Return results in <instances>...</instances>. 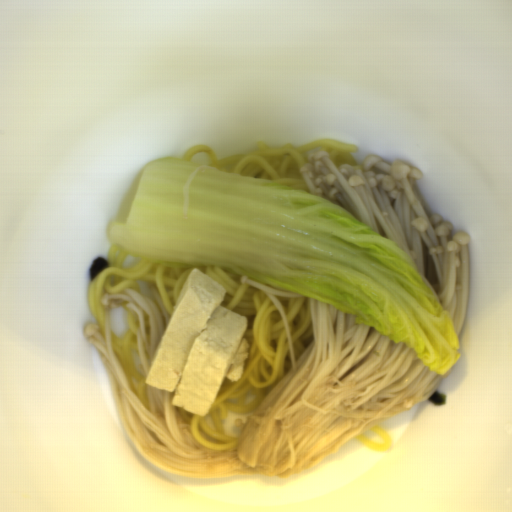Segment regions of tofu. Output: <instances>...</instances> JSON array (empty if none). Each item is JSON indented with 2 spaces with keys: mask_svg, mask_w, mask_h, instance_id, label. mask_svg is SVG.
<instances>
[{
  "mask_svg": "<svg viewBox=\"0 0 512 512\" xmlns=\"http://www.w3.org/2000/svg\"><path fill=\"white\" fill-rule=\"evenodd\" d=\"M225 287L198 268L173 307L144 384L174 393L171 405L205 417L225 379H241L249 343L247 317L221 305Z\"/></svg>",
  "mask_w": 512,
  "mask_h": 512,
  "instance_id": "obj_1",
  "label": "tofu"
}]
</instances>
